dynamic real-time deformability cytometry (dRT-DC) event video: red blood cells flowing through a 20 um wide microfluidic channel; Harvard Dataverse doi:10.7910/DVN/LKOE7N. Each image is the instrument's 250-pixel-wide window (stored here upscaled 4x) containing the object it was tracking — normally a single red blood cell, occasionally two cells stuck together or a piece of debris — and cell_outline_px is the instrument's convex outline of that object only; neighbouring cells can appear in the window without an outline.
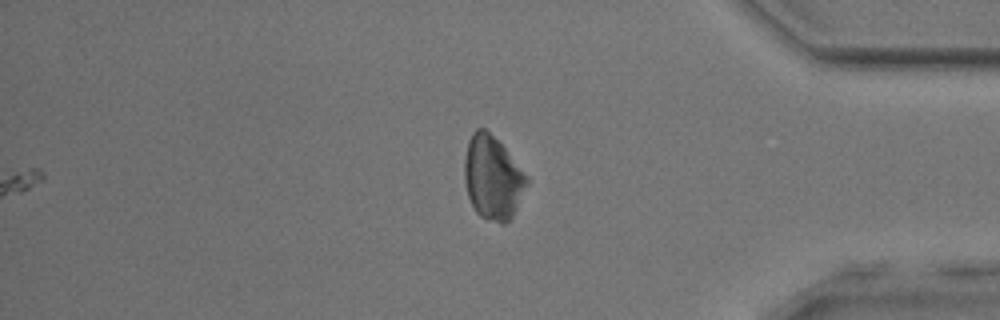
{"species": "common noctule bat (a hibernating species)", "species_latin": "Nyctalus noctula", "temperature_condition": "room temperature", "stored_images_in_passage": 54, "segment_of_instrument_passage": [2, 2], "camera_frame_rate_fps": 3000, "um_per_image_px": 0.085, "animal": {"sex": "male", "body_mass_g": 17.9, "forearm_length_mm": 54.2}, "frame": {"image": 1, "passage_image": 54, "time_ms": 17.667, "image_size_px": [1000, 320], "cell_outline_px": [[528, 180], [516, 208], [512, 216], [504, 224], [500, 224], [480, 216], [476, 212], [468, 196], [464, 180], [464, 160], [468, 140], [472, 132], [476, 128], [484, 128], [504, 148], [528, 176]], "centroid_in_image_um": [41.84, 15.11], "position_along_channel_um": 393.4, "area_um2": 29.88}}